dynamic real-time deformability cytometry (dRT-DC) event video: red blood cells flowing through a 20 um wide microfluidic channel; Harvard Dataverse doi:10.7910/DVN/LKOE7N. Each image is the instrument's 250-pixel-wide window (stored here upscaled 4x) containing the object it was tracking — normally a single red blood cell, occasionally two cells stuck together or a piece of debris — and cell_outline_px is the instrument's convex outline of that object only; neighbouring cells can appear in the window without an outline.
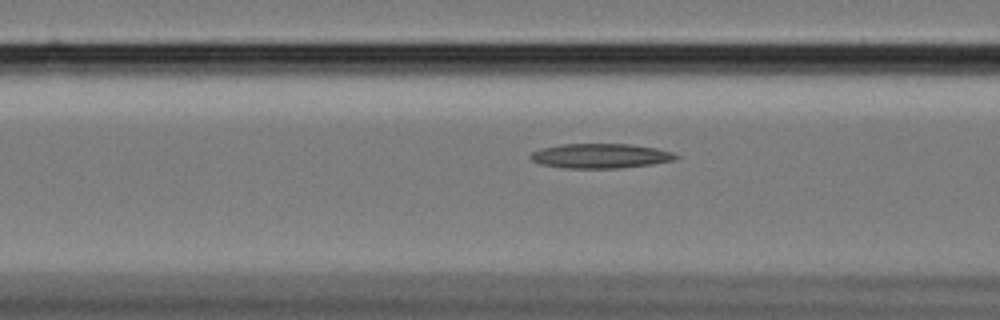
{"species": "Egyptian fruit bat (a non-hibernating species)", "species_latin": "Rousettus aegyptiacus", "temperature_condition": "cold", "stored_images_in_passage": 33, "camera_frame_rate_fps": 3000, "um_per_image_px": 0.085, "animal": {"sex": "female"}, "frame": {"image": 1, "passage_image": 9, "time_ms": 2.667, "image_size_px": [1000, 320], "cell_outline_px": [[680, 156], [672, 160], [652, 164], [620, 168], [564, 168], [540, 164], [532, 160], [528, 156], [532, 152], [540, 148], [560, 144], [632, 144], [656, 148], [672, 152]], "centroid_in_image_um": [51.0, 13.25], "position_along_channel_um": 115.6, "area_um2": 20.92}}
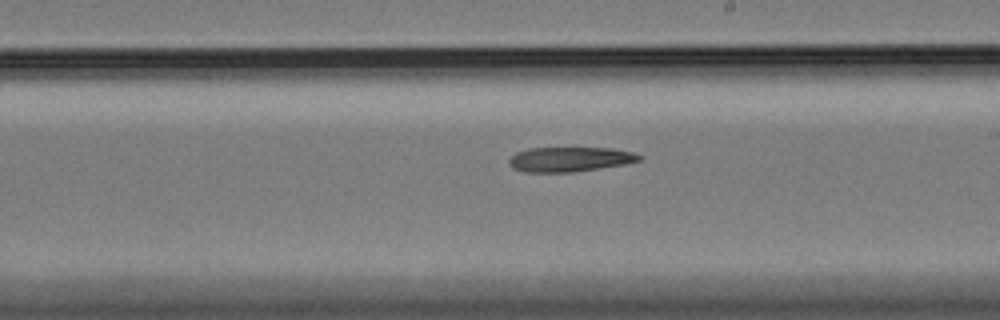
{"frame": {"image": 2, "passage_image": 20, "time_ms": 6.333, "image_size_px": [1000, 320], "cell_outline_px": [[644, 156], [640, 160], [624, 164], [572, 172], [524, 172], [512, 168], [508, 164], [508, 160], [516, 152], [528, 148], [612, 148], [632, 152]], "centroid_in_image_um": [48.4, 13.53], "position_along_channel_um": 240.6, "area_um2": 18.73}}
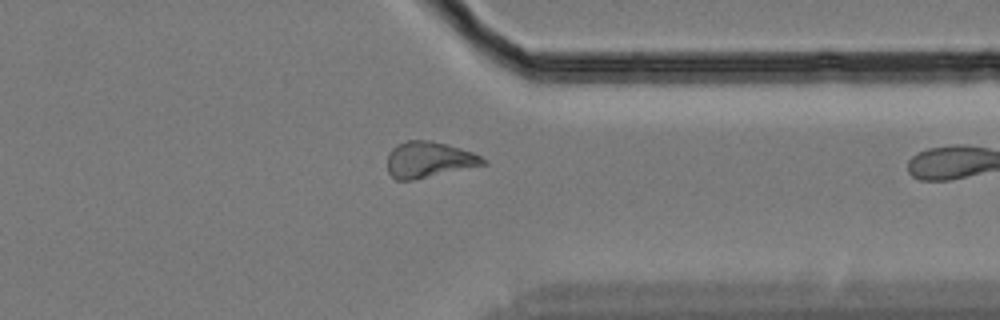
{"frame": {"image": 3, "passage_image": 32, "time_ms": 10.333, "image_size_px": [1000, 320], "cell_outline_px": [[488, 164], [412, 180], [396, 180], [388, 172], [388, 156], [392, 148], [396, 144], [408, 140], [432, 140], [448, 144], [472, 152], [480, 156]], "centroid_in_image_um": [36.44, 13.56], "position_along_channel_um": 375.0, "area_um2": 20.0}}